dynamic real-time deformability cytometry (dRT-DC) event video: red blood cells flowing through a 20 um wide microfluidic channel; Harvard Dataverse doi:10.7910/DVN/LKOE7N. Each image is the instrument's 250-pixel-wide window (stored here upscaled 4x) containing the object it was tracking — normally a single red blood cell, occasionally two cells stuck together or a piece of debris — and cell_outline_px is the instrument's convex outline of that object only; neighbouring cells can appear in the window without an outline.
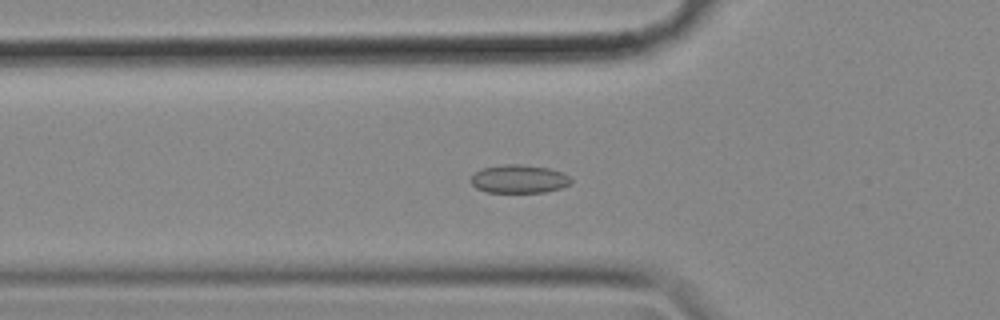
{"species": "common noctule bat (a hibernating species)", "species_latin": "Nyctalus noctula", "temperature_condition": "cold", "stored_images_in_passage": 56, "camera_frame_rate_fps": 3000, "um_per_image_px": 0.085, "animal": {"sex": "female", "body_mass_g": 18.4}, "frame": {"image": 1, "passage_image": 19, "time_ms": 6.0, "image_size_px": [1000, 320], "cell_outline_px": [[572, 184], [560, 188], [544, 192], [488, 192], [476, 188], [472, 184], [472, 176], [476, 172], [484, 168], [504, 164], [520, 164], [548, 168], [560, 172], [568, 176], [572, 180]], "centroid_in_image_um": [44.13, 15.21], "position_along_channel_um": 81.7, "area_um2": 16.3}}
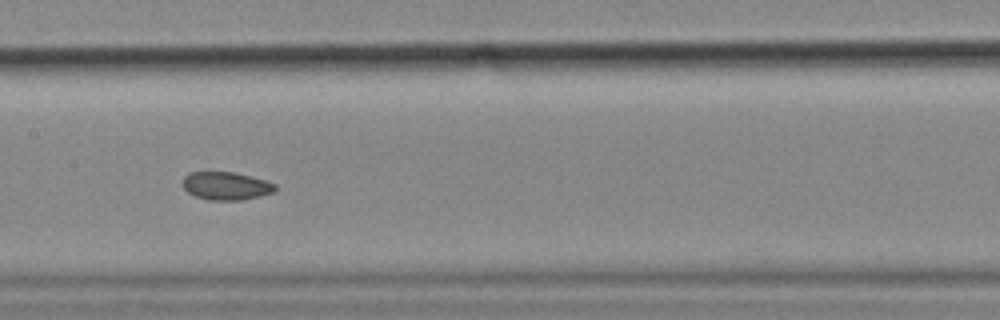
{"frame": {"image": 2, "passage_image": 28, "time_ms": 9.0, "image_size_px": [1000, 320], "cell_outline_px": [[276, 188], [272, 192], [260, 196], [240, 200], [208, 200], [196, 196], [188, 192], [184, 188], [184, 176], [188, 172], [232, 172], [264, 180], [276, 184]], "centroid_in_image_um": [19.2, 15.8], "position_along_channel_um": 188.2, "area_um2": 14.85}}
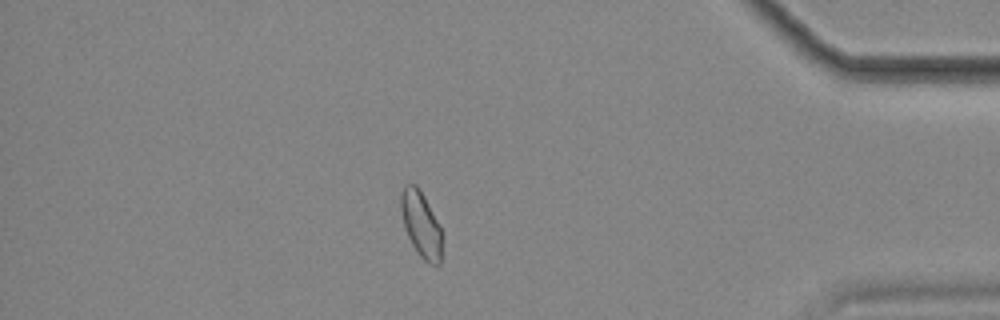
{"frame": {"image": 3, "passage_image": 49, "time_ms": 16.0, "image_size_px": [1000, 320], "cell_outline_px": [[444, 236], [440, 264], [432, 264], [424, 260], [416, 252], [408, 236], [404, 224], [400, 208], [400, 196], [404, 184], [416, 184], [420, 188], [440, 224]], "centroid_in_image_um": [35.82, 19.06], "position_along_channel_um": 399.4, "area_um2": 16.18}, "authors_computed_cell_mechanics": {"area_um2": 16.2129, "velocity_mm_per_s": 3.5455, "shape_relaxation_time_tau1_ms": null, "shape_relaxation_time_tau2_ms": 3.6045, "deformation_change_tau1": null, "deformation_change_tau2": 0.0541}}